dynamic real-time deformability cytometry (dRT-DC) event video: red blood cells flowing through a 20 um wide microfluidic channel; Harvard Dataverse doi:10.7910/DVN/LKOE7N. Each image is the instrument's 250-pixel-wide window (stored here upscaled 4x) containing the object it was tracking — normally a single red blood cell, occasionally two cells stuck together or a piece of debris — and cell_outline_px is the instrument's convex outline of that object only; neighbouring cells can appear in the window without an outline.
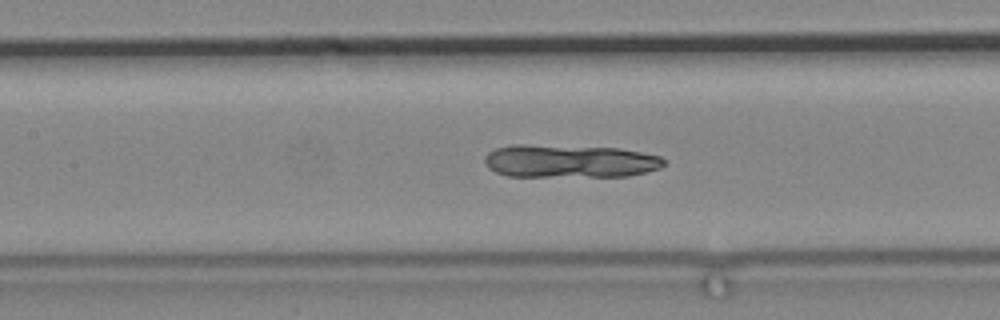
{"species": "common noctule bat (a hibernating species)", "species_latin": "Nyctalus noctula", "temperature_condition": "cold", "stored_images_in_passage": 79, "camera_frame_rate_fps": 3000, "um_per_image_px": 0.085, "animal": {"sex": "male", "body_mass_g": 19.2, "forearm_length_mm": 51.8}, "frame": {"image": 1, "passage_image": 44, "time_ms": 14.333, "image_size_px": [1000, 320], "cell_outline_px": [[664, 164], [660, 168], [628, 176], [508, 176], [496, 172], [488, 168], [484, 160], [484, 156], [488, 152], [496, 148], [512, 144], [524, 144], [620, 148], [660, 156], [664, 160]], "centroid_in_image_um": [48.38, 13.69], "position_along_channel_um": 159.0, "area_um2": 34.56}}